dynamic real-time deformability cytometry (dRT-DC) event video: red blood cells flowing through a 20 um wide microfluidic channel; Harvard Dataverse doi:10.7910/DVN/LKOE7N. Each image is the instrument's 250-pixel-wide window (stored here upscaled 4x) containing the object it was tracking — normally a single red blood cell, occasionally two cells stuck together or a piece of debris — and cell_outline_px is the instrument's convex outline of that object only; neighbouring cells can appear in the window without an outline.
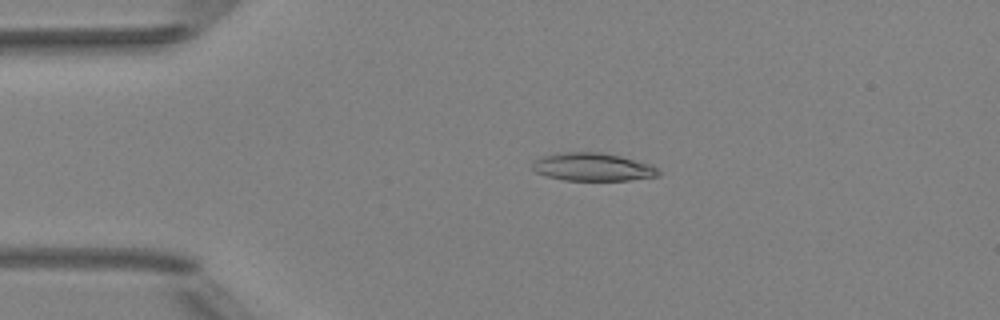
{"species": "Egyptian fruit bat (a non-hibernating species)", "species_latin": "Rousettus aegyptiacus", "temperature_condition": "room temperature", "stored_images_in_passage": 3, "camera_frame_rate_fps": 3000, "um_per_image_px": 0.085, "animal": {"sex": "female"}, "frame": {"image": 1, "passage_image": 2, "time_ms": 1.333, "image_size_px": [1000, 320], "cell_outline_px": [[660, 176], [628, 180], [564, 180], [548, 176], [536, 172], [532, 168], [532, 160], [540, 156], [568, 152], [600, 152], [620, 156], [652, 164], [660, 172]], "centroid_in_image_um": [50.38, 14.19], "position_along_channel_um": 34.6, "area_um2": 20.58}}